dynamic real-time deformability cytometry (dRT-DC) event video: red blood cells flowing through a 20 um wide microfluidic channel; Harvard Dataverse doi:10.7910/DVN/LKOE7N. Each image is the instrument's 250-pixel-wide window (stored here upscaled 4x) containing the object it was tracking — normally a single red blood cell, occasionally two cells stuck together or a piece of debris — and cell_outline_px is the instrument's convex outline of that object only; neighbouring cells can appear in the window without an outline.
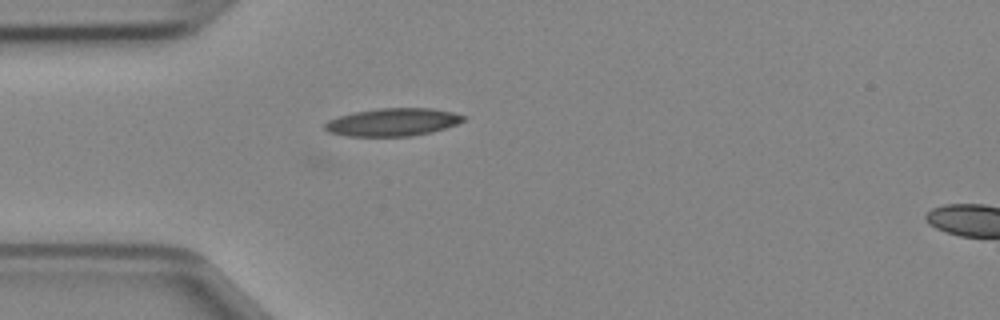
{"species": "Egyptian fruit bat (a non-hibernating species)", "species_latin": "Rousettus aegyptiacus", "temperature_condition": "cold", "stored_images_in_passage": 38, "camera_frame_rate_fps": 3000, "um_per_image_px": 0.085, "animal": {"sex": "female"}, "frame": {"image": 1, "passage_image": 4, "time_ms": 1.0, "image_size_px": [1000, 320], "cell_outline_px": [[468, 116], [464, 120], [456, 124], [432, 132], [412, 136], [348, 136], [328, 132], [324, 128], [324, 124], [328, 120], [352, 112], [380, 108], [432, 108], [452, 112]], "centroid_in_image_um": [33.38, 10.38], "position_along_channel_um": 51.6, "area_um2": 22.48}}
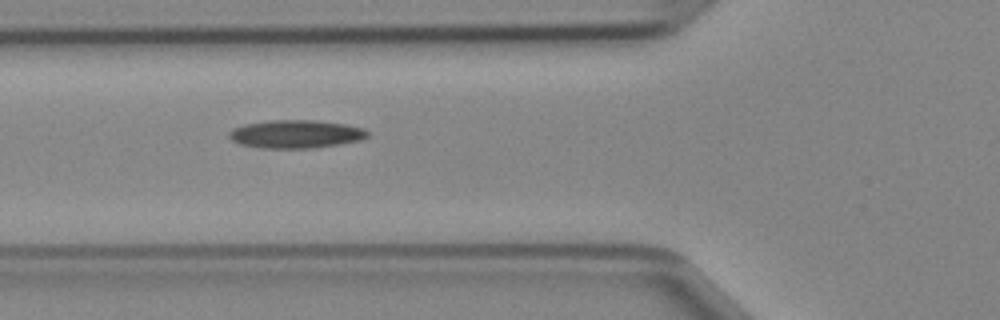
{"frame": {"image": 2, "passage_image": 8, "time_ms": 2.333, "image_size_px": [1000, 320], "cell_outline_px": [[368, 136], [360, 140], [340, 144], [316, 148], [260, 148], [240, 144], [232, 140], [228, 136], [228, 132], [232, 128], [244, 124], [268, 120], [316, 120], [344, 124], [364, 128], [368, 132]], "centroid_in_image_um": [25.12, 11.39], "position_along_channel_um": 100.7, "area_um2": 22.89}}
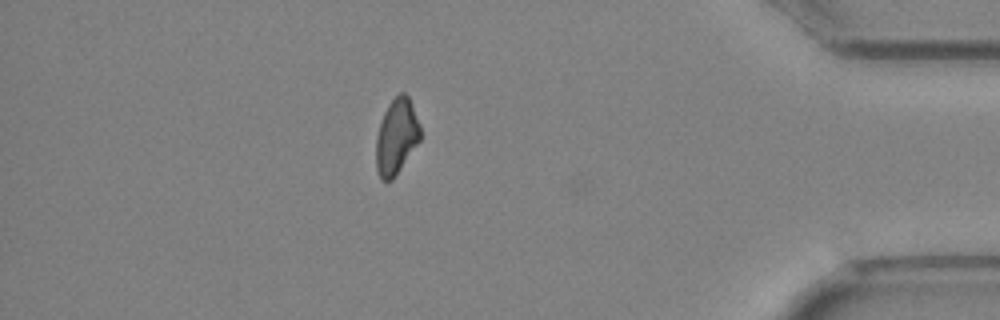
{"frame": {"image": 3, "passage_image": 32, "time_ms": 10.333, "image_size_px": [1000, 320], "cell_outline_px": [[420, 140], [392, 180], [380, 180], [376, 168], [376, 136], [384, 112], [388, 104], [400, 92], [404, 92], [408, 96], [412, 104], [420, 124]], "centroid_in_image_um": [33.69, 11.6], "position_along_channel_um": 401.5, "area_um2": 19.36}}